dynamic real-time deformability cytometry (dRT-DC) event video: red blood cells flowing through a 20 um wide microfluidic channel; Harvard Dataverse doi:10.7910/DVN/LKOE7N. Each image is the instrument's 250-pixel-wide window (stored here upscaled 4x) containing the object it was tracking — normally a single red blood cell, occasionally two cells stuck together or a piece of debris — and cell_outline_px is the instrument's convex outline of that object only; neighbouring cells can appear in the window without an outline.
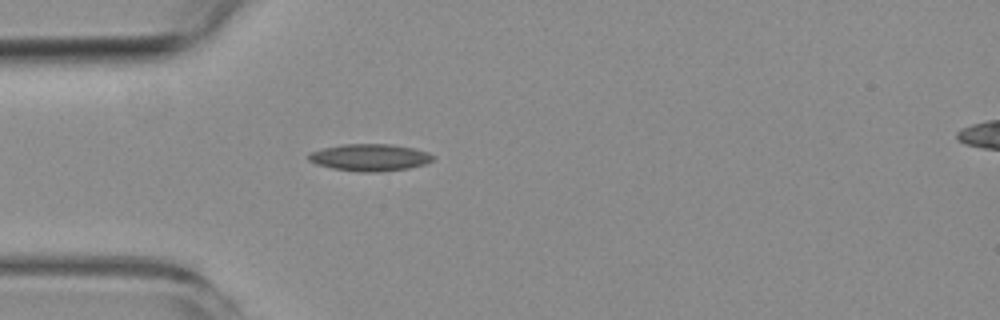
{"species": "common noctule bat (a hibernating species)", "species_latin": "Nyctalus noctula", "temperature_condition": "room temperature", "stored_images_in_passage": 4, "camera_frame_rate_fps": 3000, "um_per_image_px": 0.085, "animal": {"sex": "female", "body_mass_g": 19.3, "forearm_length_mm": 54.1}, "frame": {"image": 1, "passage_image": 4, "time_ms": 3.667, "image_size_px": [1000, 320], "cell_outline_px": [[436, 156], [432, 160], [424, 164], [408, 168], [380, 172], [360, 172], [332, 168], [316, 164], [308, 160], [308, 152], [340, 144], [392, 144], [412, 148], [428, 152]], "centroid_in_image_um": [31.41, 13.38], "position_along_channel_um": 53.6, "area_um2": 19.65}}